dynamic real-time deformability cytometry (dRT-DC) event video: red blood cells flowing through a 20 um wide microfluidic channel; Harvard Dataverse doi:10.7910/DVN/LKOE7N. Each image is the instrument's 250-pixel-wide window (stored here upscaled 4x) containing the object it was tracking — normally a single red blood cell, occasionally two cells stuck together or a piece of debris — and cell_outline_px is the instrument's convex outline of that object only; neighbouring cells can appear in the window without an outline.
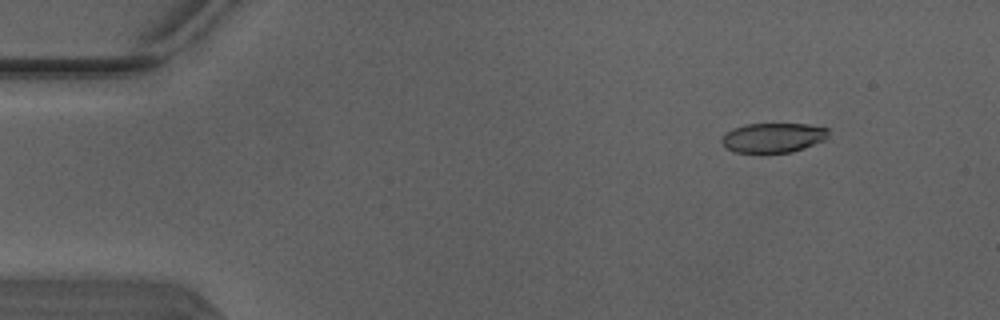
{"species": "Egyptian fruit bat (a non-hibernating species)", "species_latin": "Rousettus aegyptiacus", "temperature_condition": "warm", "stored_images_in_passage": 4, "camera_frame_rate_fps": 3000, "um_per_image_px": 0.085, "animal": {"sex": "male"}, "frame": {"image": 1, "passage_image": 1, "time_ms": 0.0, "image_size_px": [1000, 320], "cell_outline_px": [[828, 136], [824, 140], [804, 148], [792, 152], [736, 152], [728, 148], [720, 140], [724, 132], [732, 128], [748, 124], [808, 124], [828, 128]], "centroid_in_image_um": [65.71, 11.69], "position_along_channel_um": 19.3, "area_um2": 18.32}}
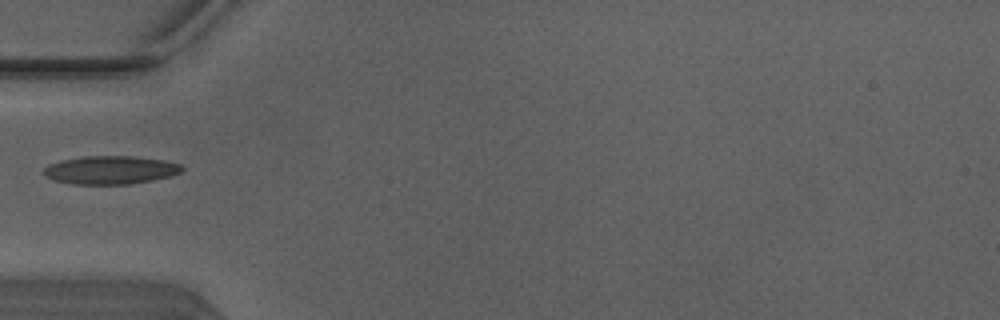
{"frame": {"image": 2, "passage_image": 4, "time_ms": 1.0, "image_size_px": [1000, 320], "cell_outline_px": [[184, 168], [180, 172], [168, 176], [152, 180], [128, 184], [72, 184], [56, 180], [48, 176], [44, 172], [44, 168], [48, 164], [60, 160], [84, 156], [132, 156], [164, 160], [180, 164]], "centroid_in_image_um": [9.39, 14.44], "position_along_channel_um": 75.6, "area_um2": 22.54}}